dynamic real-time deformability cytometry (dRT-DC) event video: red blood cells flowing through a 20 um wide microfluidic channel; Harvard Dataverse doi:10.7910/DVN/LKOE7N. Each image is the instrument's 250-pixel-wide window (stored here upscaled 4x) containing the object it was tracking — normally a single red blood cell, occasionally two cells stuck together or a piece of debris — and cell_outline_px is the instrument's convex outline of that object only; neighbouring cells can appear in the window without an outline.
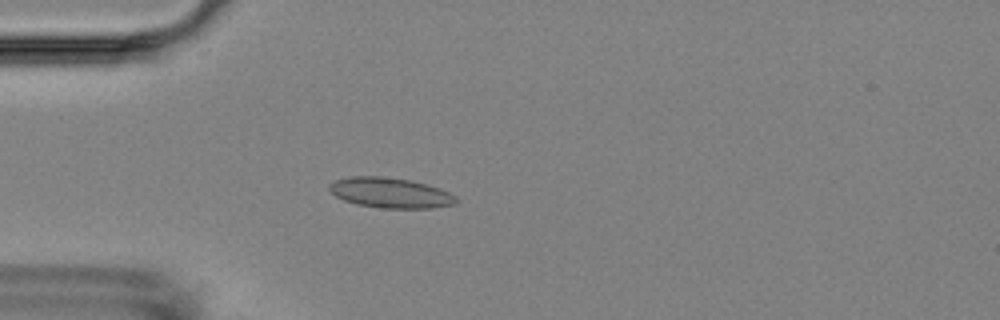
{"species": "Egyptian fruit bat (a non-hibernating species)", "species_latin": "Rousettus aegyptiacus", "temperature_condition": "room temperature", "stored_images_in_passage": 4, "camera_frame_rate_fps": 3000, "um_per_image_px": 0.085, "animal": {"sex": "female"}, "frame": {"image": 1, "passage_image": 4, "time_ms": 3.667, "image_size_px": [1000, 320], "cell_outline_px": [[460, 200], [456, 204], [432, 208], [380, 208], [356, 204], [344, 200], [336, 196], [328, 188], [328, 184], [336, 180], [348, 176], [380, 176], [408, 180], [428, 184], [440, 188], [456, 196]], "centroid_in_image_um": [33.2, 16.39], "position_along_channel_um": 51.8, "area_um2": 22.48}}